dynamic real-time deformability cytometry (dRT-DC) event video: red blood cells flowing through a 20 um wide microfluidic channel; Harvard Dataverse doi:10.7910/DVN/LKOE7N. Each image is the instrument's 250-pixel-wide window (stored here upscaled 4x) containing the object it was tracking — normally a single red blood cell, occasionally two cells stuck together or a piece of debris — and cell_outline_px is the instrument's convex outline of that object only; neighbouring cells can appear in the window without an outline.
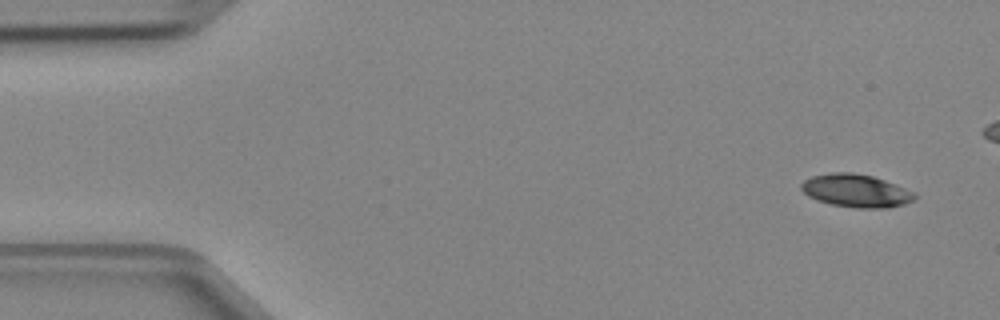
{"species": "Egyptian fruit bat (a non-hibernating species)", "species_latin": "Rousettus aegyptiacus", "temperature_condition": "cold", "stored_images_in_passage": 5, "camera_frame_rate_fps": 3000, "um_per_image_px": 0.085, "animal": {"sex": "female"}, "frame": {"image": 1, "passage_image": 1, "time_ms": 0.0, "image_size_px": [1000, 320], "cell_outline_px": [[916, 196], [912, 200], [904, 204], [888, 208], [856, 208], [832, 204], [816, 200], [808, 196], [800, 188], [800, 184], [804, 180], [812, 176], [832, 172], [852, 172], [872, 176], [896, 184], [916, 192]], "centroid_in_image_um": [72.76, 16.21], "position_along_channel_um": 12.2, "area_um2": 21.85}}